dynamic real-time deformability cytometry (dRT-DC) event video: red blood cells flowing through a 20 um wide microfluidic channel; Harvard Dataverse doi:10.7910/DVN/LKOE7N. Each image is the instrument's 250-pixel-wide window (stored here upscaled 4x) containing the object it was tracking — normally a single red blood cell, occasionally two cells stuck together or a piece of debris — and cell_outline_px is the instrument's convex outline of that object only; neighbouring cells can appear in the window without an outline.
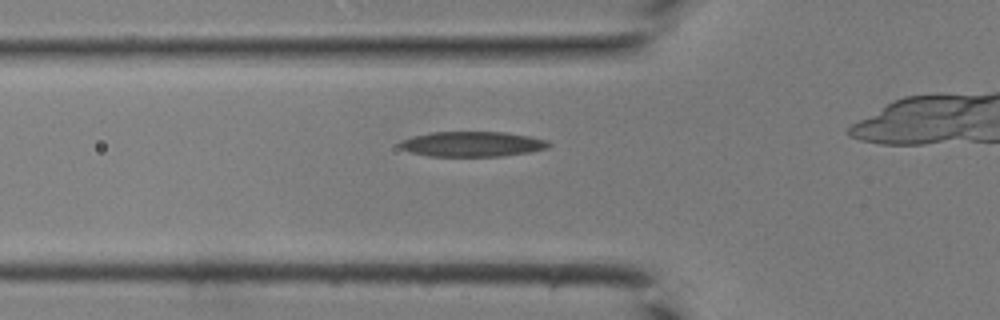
{"species": "common noctule bat (a hibernating species)", "species_latin": "Nyctalus noctula", "temperature_condition": "room temperature", "stored_images_in_passage": 19, "camera_frame_rate_fps": 3000, "um_per_image_px": 0.085, "animal": {"sex": "male", "body_mass_g": 19.0, "forearm_length_mm": 50.8}, "frame": {"image": 1, "passage_image": 2, "time_ms": 0.333, "image_size_px": [1000, 320], "cell_outline_px": [[552, 144], [548, 148], [528, 152], [500, 156], [428, 156], [412, 152], [400, 148], [396, 144], [400, 140], [412, 136], [432, 132], [504, 132], [528, 136], [548, 140]], "centroid_in_image_um": [40.11, 12.24], "position_along_channel_um": 85.7, "area_um2": 21.85}}
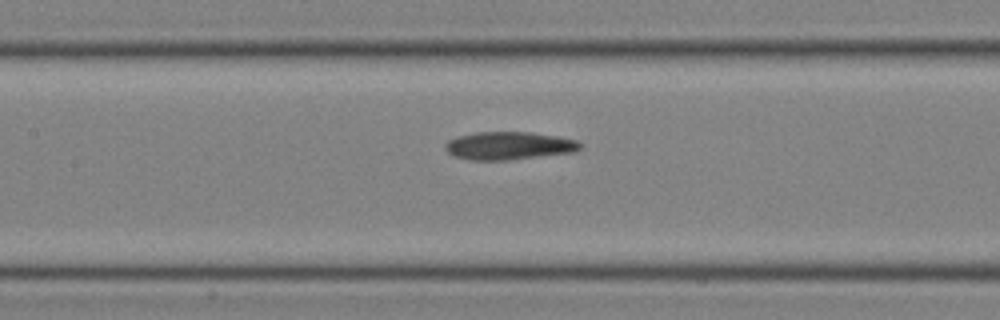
{"frame": {"image": 2, "passage_image": 7, "time_ms": 2.0, "image_size_px": [1000, 320], "cell_outline_px": [[580, 148], [572, 152], [508, 160], [468, 160], [452, 156], [444, 148], [444, 144], [448, 140], [456, 136], [476, 132], [528, 132], [556, 136], [576, 140], [580, 144]], "centroid_in_image_um": [43.16, 12.39], "position_along_channel_um": 164.2, "area_um2": 21.91}}
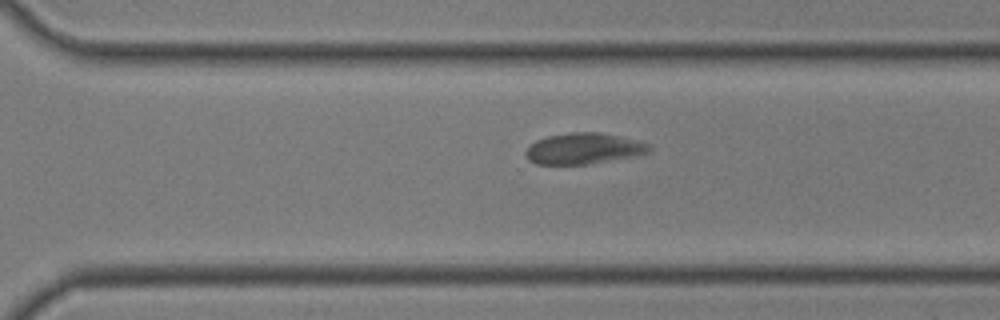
{"frame": {"image": 3, "passage_image": 17, "time_ms": 5.333, "image_size_px": [1000, 320], "cell_outline_px": [[652, 152], [640, 156], [584, 164], [536, 164], [528, 160], [524, 156], [524, 152], [536, 140], [548, 136], [572, 132], [600, 132], [636, 140], [648, 144], [652, 148]], "centroid_in_image_um": [49.64, 12.63], "position_along_channel_um": 321.0, "area_um2": 22.43}}